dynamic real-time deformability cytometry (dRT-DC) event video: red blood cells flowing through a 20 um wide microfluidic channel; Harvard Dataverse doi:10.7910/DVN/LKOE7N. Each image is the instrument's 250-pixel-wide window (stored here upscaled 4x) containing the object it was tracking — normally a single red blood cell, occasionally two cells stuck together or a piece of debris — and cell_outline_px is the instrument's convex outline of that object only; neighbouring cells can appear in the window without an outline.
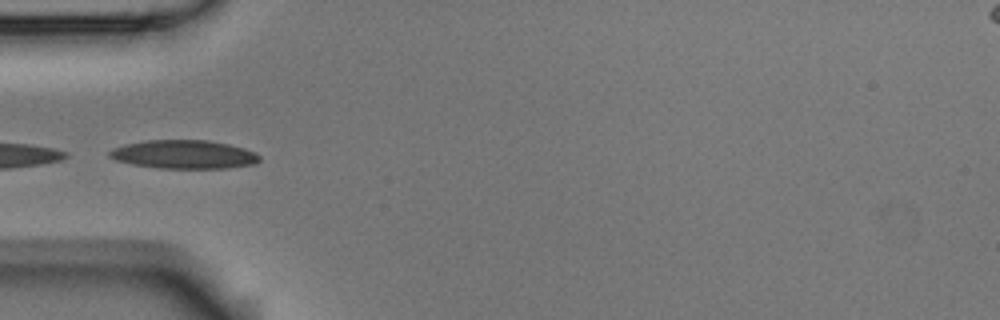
{"species": "Egyptian fruit bat (a non-hibernating species)", "species_latin": "Rousettus aegyptiacus", "temperature_condition": "room temperature", "stored_images_in_passage": 8, "camera_frame_rate_fps": 3000, "um_per_image_px": 0.085, "animal": {"sex": "male"}, "frame": {"image": 1, "passage_image": 1, "time_ms": 0.0, "image_size_px": [1000, 320], "cell_outline_px": [[260, 160], [252, 164], [228, 168], [156, 168], [116, 160], [108, 156], [108, 152], [112, 148], [124, 144], [144, 140], [208, 140], [228, 144], [244, 148], [256, 152], [260, 156]], "centroid_in_image_um": [15.62, 13.11], "position_along_channel_um": 69.4, "area_um2": 24.97}}